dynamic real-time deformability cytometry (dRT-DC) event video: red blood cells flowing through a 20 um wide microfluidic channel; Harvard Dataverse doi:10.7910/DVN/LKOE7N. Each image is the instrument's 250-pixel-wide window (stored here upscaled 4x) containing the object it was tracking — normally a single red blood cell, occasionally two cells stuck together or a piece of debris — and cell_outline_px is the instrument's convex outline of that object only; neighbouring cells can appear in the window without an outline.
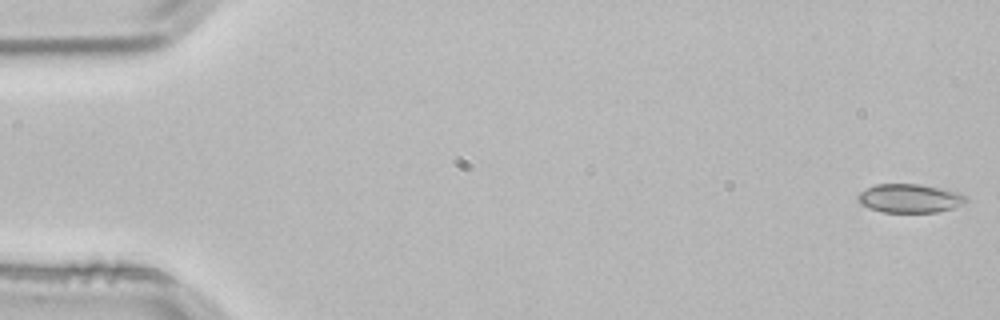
{"species": "common noctule bat (a hibernating species)", "species_latin": "Nyctalus noctula", "temperature_condition": "room temperature", "stored_images_in_passage": 53, "camera_frame_rate_fps": 3000, "um_per_image_px": 0.085, "animal": {"sex": "male", "body_mass_g": 21.5, "forearm_length_mm": 52.0}, "frame": {"image": 1, "passage_image": 1, "time_ms": 0.0, "image_size_px": [1000, 320], "cell_outline_px": [[968, 200], [964, 204], [952, 208], [936, 212], [884, 212], [860, 204], [856, 196], [860, 192], [876, 184], [920, 184], [956, 192], [964, 196]], "centroid_in_image_um": [77.31, 16.86], "position_along_channel_um": 7.7, "area_um2": 17.8}}
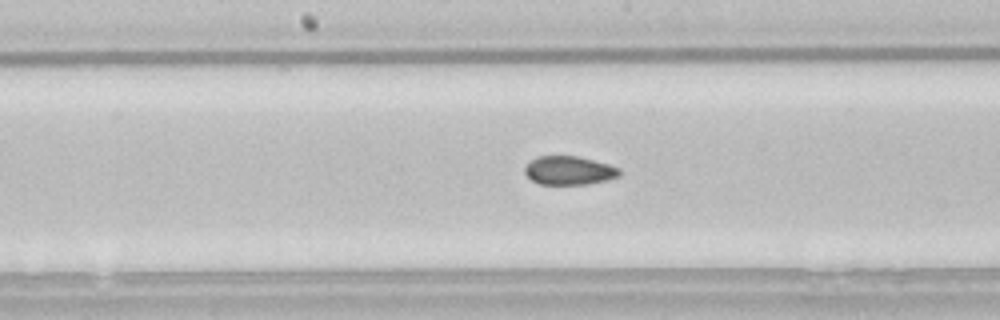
{"frame": {"image": 2, "passage_image": 27, "time_ms": 8.667, "image_size_px": [1000, 320], "cell_outline_px": [[620, 176], [588, 184], [540, 184], [532, 180], [524, 172], [524, 168], [536, 156], [580, 156], [608, 164], [620, 168]], "centroid_in_image_um": [48.38, 14.48], "position_along_channel_um": 199.8, "area_um2": 15.72}}
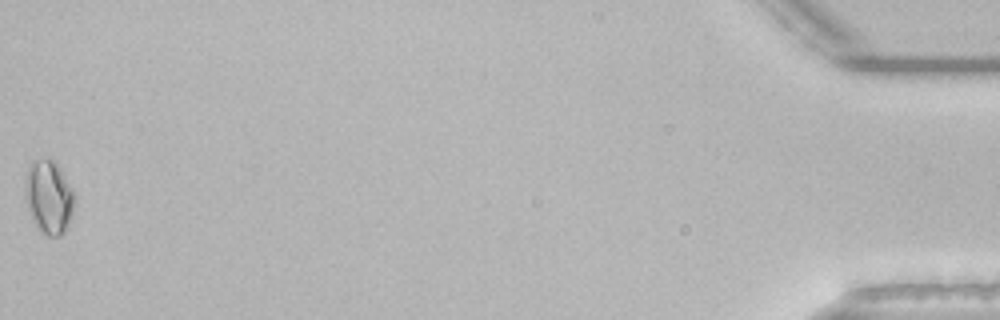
{"frame": {"image": 3, "passage_image": 53, "time_ms": 17.333, "image_size_px": [1000, 320], "cell_outline_px": [[76, 204], [68, 224], [64, 232], [60, 236], [48, 236], [36, 224], [28, 212], [24, 196], [24, 184], [28, 168], [32, 160], [52, 160], [60, 168], [72, 188], [76, 196]], "centroid_in_image_um": [4.16, 16.75], "position_along_channel_um": 431.0, "area_um2": 21.21}, "authors_computed_cell_mechanics": {"area_um2": 16.8198, "velocity_mm_per_s": 3.8401, "shape_relaxation_time_tau1_ms": null, "shape_relaxation_time_tau2_ms": 2.4489, "deformation_change_tau1": null, "deformation_change_tau2": 0.0568}}